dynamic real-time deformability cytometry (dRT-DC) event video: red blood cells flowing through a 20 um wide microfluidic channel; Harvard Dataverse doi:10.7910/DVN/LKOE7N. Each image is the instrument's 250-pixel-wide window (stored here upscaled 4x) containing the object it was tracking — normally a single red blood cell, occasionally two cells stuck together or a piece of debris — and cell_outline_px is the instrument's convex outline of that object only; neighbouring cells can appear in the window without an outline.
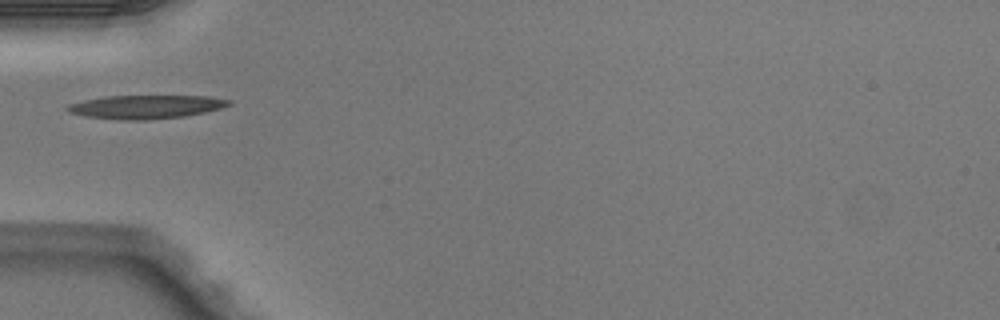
{"species": "Egyptian fruit bat (a non-hibernating species)", "species_latin": "Rousettus aegyptiacus", "temperature_condition": "warm", "stored_images_in_passage": 4, "camera_frame_rate_fps": 3000, "um_per_image_px": 0.085, "animal": {"sex": "male"}, "frame": {"image": 1, "passage_image": 4, "time_ms": 1.0, "image_size_px": [1000, 320], "cell_outline_px": [[232, 104], [220, 108], [204, 112], [184, 116], [144, 120], [120, 120], [88, 116], [68, 112], [64, 108], [68, 104], [84, 100], [104, 96], [208, 96], [232, 100]], "centroid_in_image_um": [12.38, 9.07], "position_along_channel_um": 72.6, "area_um2": 22.08}}